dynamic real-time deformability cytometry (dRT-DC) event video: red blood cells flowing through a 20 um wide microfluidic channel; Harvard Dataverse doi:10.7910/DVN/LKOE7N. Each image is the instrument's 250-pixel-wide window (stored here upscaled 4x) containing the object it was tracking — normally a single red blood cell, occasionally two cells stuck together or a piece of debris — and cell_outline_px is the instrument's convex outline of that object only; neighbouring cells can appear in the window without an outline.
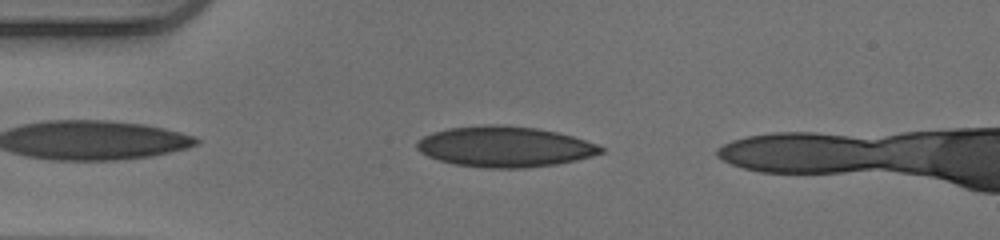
{"species": "human", "species_latin": "Homo sapiens", "temperature_condition": "warm", "stored_images_in_passage": 38, "camera_frame_rate_fps": 3000, "um_per_image_px": 0.085, "donor": {"sex": "male"}, "frame": {"image": 1, "passage_image": 4, "time_ms": 1.0, "image_size_px": [1000, 240], "cell_outline_px": [[604, 152], [592, 156], [576, 160], [556, 164], [524, 168], [484, 168], [456, 164], [440, 160], [428, 156], [420, 152], [416, 148], [416, 140], [432, 132], [448, 128], [492, 124], [496, 124], [536, 128], [556, 132], [572, 136], [596, 144], [604, 148]], "centroid_in_image_um": [42.88, 12.47], "position_along_channel_um": 42.1, "area_um2": 43.41}}
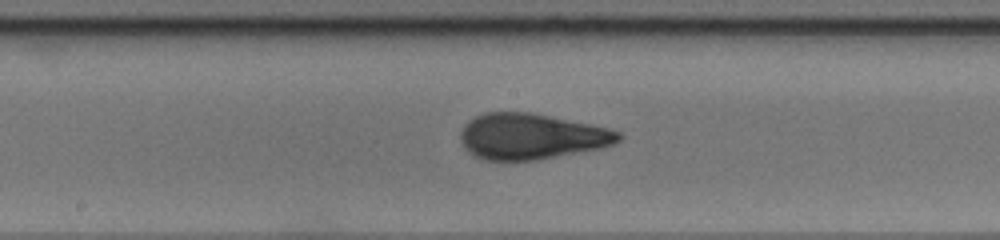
{"frame": {"image": 2, "passage_image": 18, "time_ms": 5.667, "image_size_px": [1000, 240], "cell_outline_px": [[624, 136], [616, 144], [600, 148], [536, 160], [484, 160], [472, 156], [464, 148], [460, 140], [460, 132], [464, 124], [468, 120], [484, 112], [532, 112], [608, 128], [620, 132]], "centroid_in_image_um": [45.13, 11.59], "position_along_channel_um": 203.1, "area_um2": 42.43}}
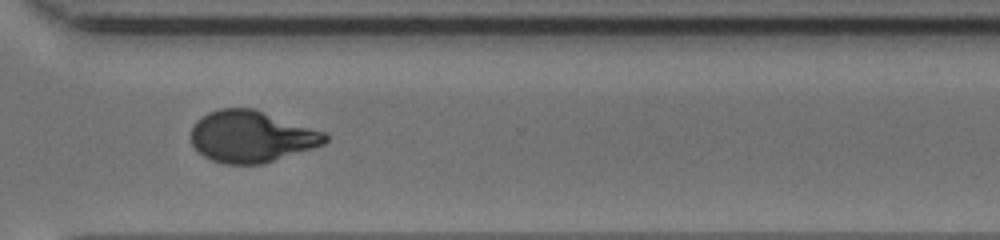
{"frame": {"image": 3, "passage_image": 29, "time_ms": 9.333, "image_size_px": [1000, 240], "cell_outline_px": [[328, 140], [324, 144], [264, 164], [224, 164], [212, 160], [204, 156], [192, 144], [192, 124], [200, 116], [208, 112], [220, 108], [252, 108], [324, 132], [328, 136]], "centroid_in_image_um": [21.34, 11.61], "position_along_channel_um": 349.3, "area_um2": 40.11}}